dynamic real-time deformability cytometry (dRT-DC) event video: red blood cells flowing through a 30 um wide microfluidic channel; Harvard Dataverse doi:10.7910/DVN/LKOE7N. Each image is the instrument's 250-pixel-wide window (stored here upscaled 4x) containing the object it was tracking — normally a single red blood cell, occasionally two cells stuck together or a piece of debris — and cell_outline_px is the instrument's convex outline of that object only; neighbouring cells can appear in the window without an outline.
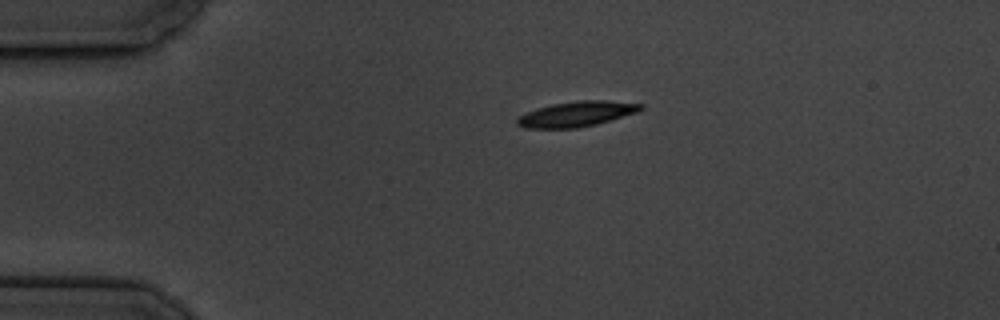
{"species": "common noctule bat (a hibernating species)", "species_latin": "Nyctalus noctula", "temperature_condition": "cold", "stored_images_in_passage": 9, "camera_frame_rate_fps": 3000, "um_per_image_px": 0.085, "animal": {"sex": "male", "body_mass_g": 19.5, "forearm_length_mm": 54.6}, "frame": {"image": 1, "passage_image": 1, "time_ms": 0.0, "image_size_px": [1000, 320], "cell_outline_px": [[644, 108], [636, 112], [596, 124], [576, 128], [524, 128], [516, 124], [516, 116], [536, 108], [552, 104], [580, 100], [604, 100], [644, 104]], "centroid_in_image_um": [48.95, 9.68], "position_along_channel_um": 36.0, "area_um2": 18.15}}
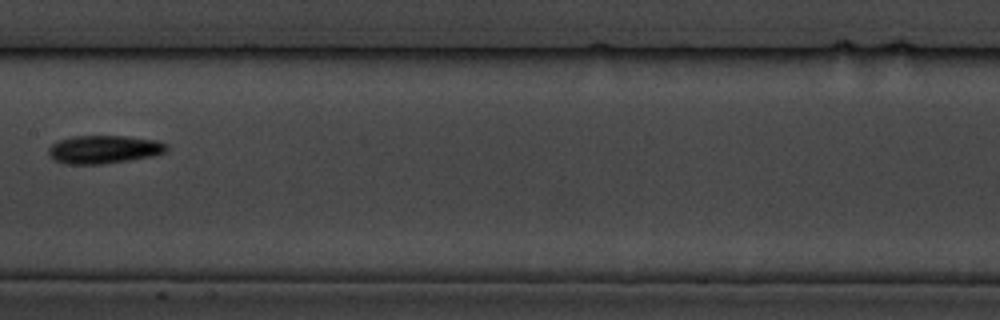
{"frame": {"image": 2, "passage_image": 6, "time_ms": 6.0, "image_size_px": [1000, 320], "cell_outline_px": [[168, 148], [164, 152], [152, 156], [104, 164], [64, 164], [56, 160], [48, 152], [48, 148], [56, 140], [72, 136], [124, 136], [156, 140], [168, 144]], "centroid_in_image_um": [8.82, 12.69], "position_along_channel_um": 198.6, "area_um2": 19.36}}
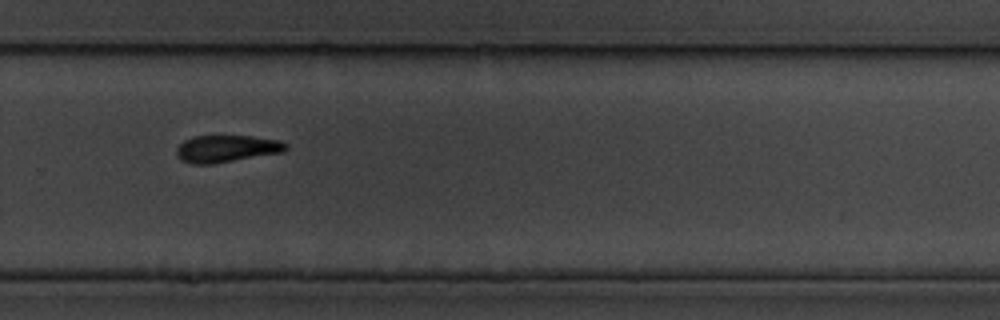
{"frame": {"image": 3, "passage_image": 9, "time_ms": 9.333, "image_size_px": [1000, 320], "cell_outline_px": [[288, 148], [284, 152], [212, 164], [192, 164], [180, 160], [176, 156], [176, 148], [184, 140], [192, 136], [252, 136], [280, 140], [288, 144]], "centroid_in_image_um": [19.25, 12.64], "position_along_channel_um": 310.5, "area_um2": 17.46}}